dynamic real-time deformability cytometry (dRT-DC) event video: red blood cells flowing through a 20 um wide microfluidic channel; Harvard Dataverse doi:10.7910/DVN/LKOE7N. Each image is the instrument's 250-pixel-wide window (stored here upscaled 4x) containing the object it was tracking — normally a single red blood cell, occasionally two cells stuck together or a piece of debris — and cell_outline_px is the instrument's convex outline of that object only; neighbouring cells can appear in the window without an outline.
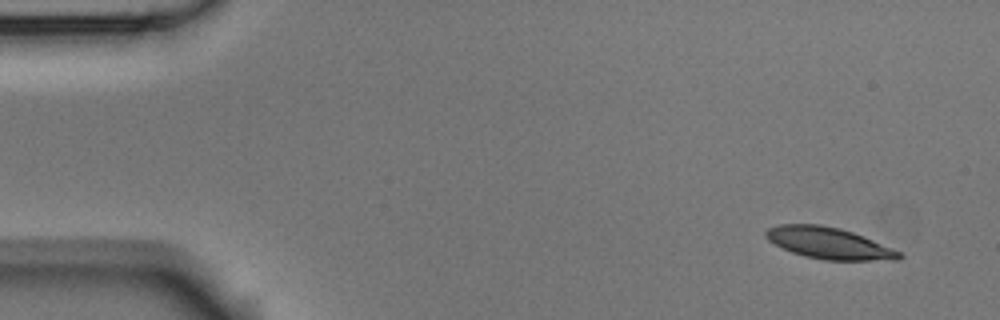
{"species": "Egyptian fruit bat (a non-hibernating species)", "species_latin": "Rousettus aegyptiacus", "temperature_condition": "room temperature", "stored_images_in_passage": 7, "camera_frame_rate_fps": 3000, "um_per_image_px": 0.085, "animal": {"sex": "male"}, "frame": {"image": 1, "passage_image": 1, "time_ms": 0.0, "image_size_px": [1000, 320], "cell_outline_px": [[904, 256], [900, 260], [824, 260], [804, 256], [792, 252], [768, 240], [764, 236], [764, 232], [768, 228], [780, 224], [820, 224], [840, 228], [864, 236], [892, 248], [900, 252]], "centroid_in_image_um": [70.46, 20.66], "position_along_channel_um": 14.5, "area_um2": 24.45}}
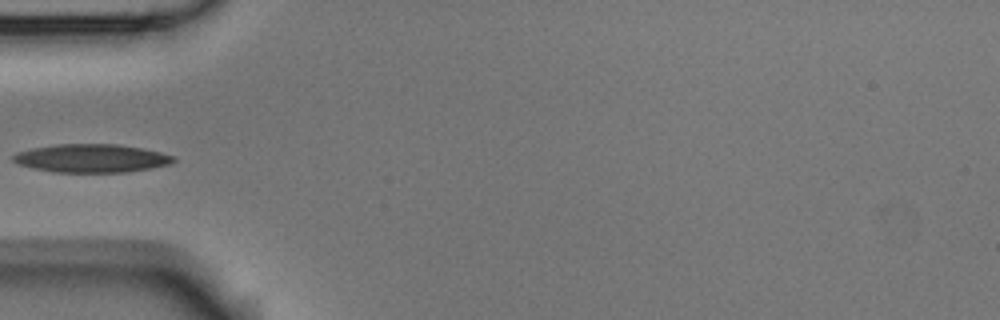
{"frame": {"image": 2, "passage_image": 5, "time_ms": 1.333, "image_size_px": [1000, 320], "cell_outline_px": [[176, 160], [168, 164], [152, 168], [128, 172], [52, 172], [32, 168], [20, 164], [12, 160], [12, 156], [16, 152], [32, 148], [56, 144], [120, 144], [160, 152], [176, 156]], "centroid_in_image_um": [7.77, 13.45], "position_along_channel_um": 77.2, "area_um2": 26.53}}
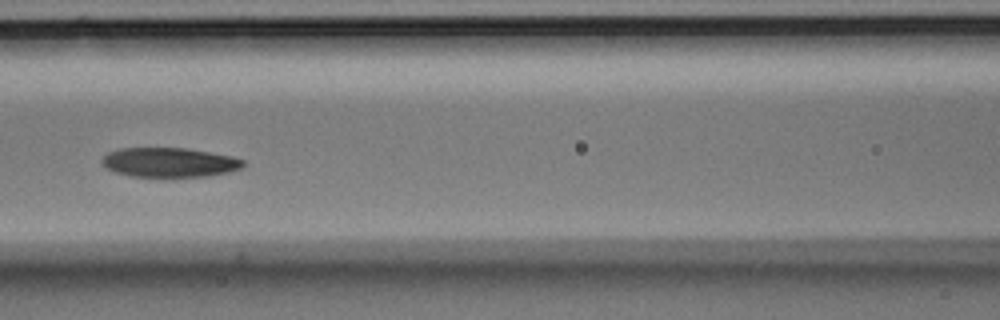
{"frame": {"image": 3, "passage_image": 7, "time_ms": 2.0, "image_size_px": [1000, 320], "cell_outline_px": [[244, 164], [240, 168], [228, 172], [208, 176], [132, 176], [116, 172], [108, 168], [100, 160], [108, 152], [120, 148], [188, 148], [232, 156], [244, 160]], "centroid_in_image_um": [14.41, 13.79], "position_along_channel_um": 152.2, "area_um2": 23.99}}